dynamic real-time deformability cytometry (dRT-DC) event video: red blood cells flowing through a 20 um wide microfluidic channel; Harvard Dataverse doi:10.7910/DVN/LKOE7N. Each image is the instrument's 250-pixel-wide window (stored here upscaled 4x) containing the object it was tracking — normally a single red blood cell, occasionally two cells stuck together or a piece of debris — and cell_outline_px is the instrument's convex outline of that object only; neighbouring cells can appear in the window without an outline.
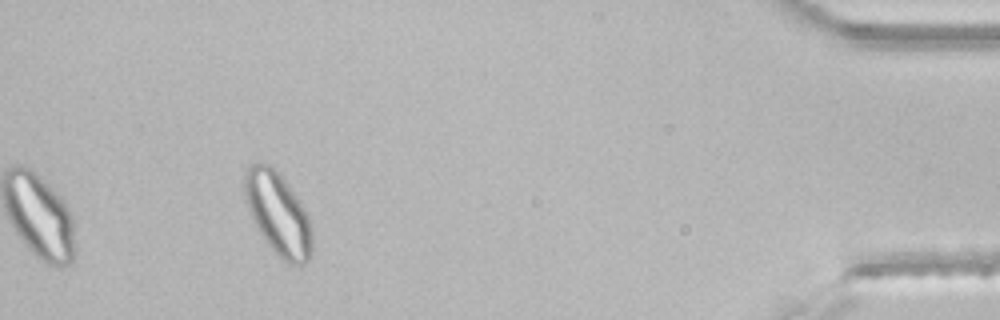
{"species": "common noctule bat (a hibernating species)", "species_latin": "Nyctalus noctula", "temperature_condition": "room temperature", "stored_images_in_passage": 32, "segment_of_instrument_passage": [2, 2], "camera_frame_rate_fps": 3000, "um_per_image_px": 0.085, "animal": {"sex": "male", "body_mass_g": 21.5, "forearm_length_mm": 52.0}, "frame": {"image": 1, "passage_image": 32, "time_ms": 10.333, "image_size_px": [1000, 320], "cell_outline_px": [[312, 252], [308, 260], [304, 264], [288, 264], [264, 240], [252, 220], [248, 208], [244, 192], [244, 172], [252, 164], [272, 164], [284, 180], [304, 208], [312, 224]], "centroid_in_image_um": [23.64, 18.18], "position_along_channel_um": 411.6, "area_um2": 32.25}}